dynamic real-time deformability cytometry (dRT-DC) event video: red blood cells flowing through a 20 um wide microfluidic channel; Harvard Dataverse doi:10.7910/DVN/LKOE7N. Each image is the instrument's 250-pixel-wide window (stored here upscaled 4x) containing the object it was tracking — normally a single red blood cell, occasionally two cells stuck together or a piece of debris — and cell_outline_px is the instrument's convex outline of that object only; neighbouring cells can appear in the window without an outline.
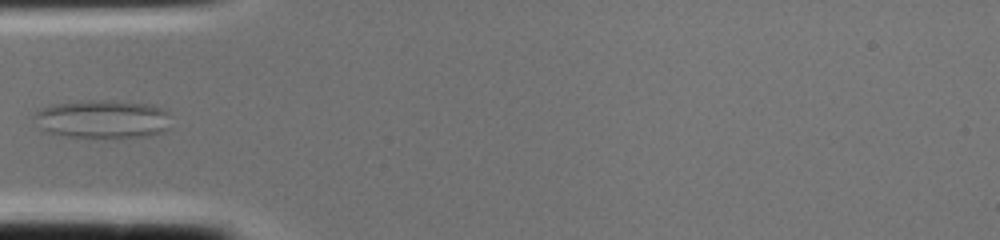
{"species": "common noctule bat (a hibernating species)", "species_latin": "Nyctalus noctula", "temperature_condition": "cold", "stored_images_in_passage": 2, "camera_frame_rate_fps": 3000, "um_per_image_px": 0.085, "animal": {"sex": "female", "body_mass_g": 22.0, "forearm_length_mm": 56.7}, "frame": {"image": 1, "passage_image": 2, "time_ms": 0.333, "image_size_px": [1000, 240], "cell_outline_px": [[168, 128], [164, 132], [152, 136], [68, 136], [48, 132], [40, 128], [36, 116], [36, 112], [40, 108], [52, 104], [88, 100], [120, 100], [152, 104], [164, 108], [168, 112]], "centroid_in_image_um": [8.78, 10.08], "position_along_channel_um": 76.2, "area_um2": 30.35}}